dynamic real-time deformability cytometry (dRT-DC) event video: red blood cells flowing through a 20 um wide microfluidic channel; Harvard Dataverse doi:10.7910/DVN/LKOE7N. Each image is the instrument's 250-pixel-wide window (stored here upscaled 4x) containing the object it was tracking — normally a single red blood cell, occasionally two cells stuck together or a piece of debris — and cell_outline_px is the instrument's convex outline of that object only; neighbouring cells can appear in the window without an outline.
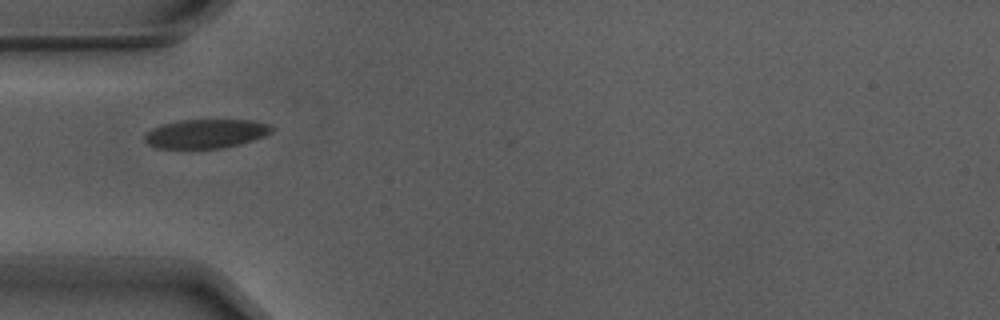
{"species": "Egyptian fruit bat (a non-hibernating species)", "species_latin": "Rousettus aegyptiacus", "temperature_condition": "warm", "stored_images_in_passage": 34, "camera_frame_rate_fps": 3000, "um_per_image_px": 0.085, "animal": {"sex": "male"}, "frame": {"image": 1, "passage_image": 1, "time_ms": 0.0, "image_size_px": [1000, 320], "cell_outline_px": [[276, 128], [272, 132], [264, 136], [240, 144], [224, 148], [156, 148], [148, 144], [144, 140], [144, 136], [152, 128], [164, 124], [180, 120], [252, 120], [272, 124]], "centroid_in_image_um": [17.55, 11.36], "position_along_channel_um": 67.5, "area_um2": 21.56}}
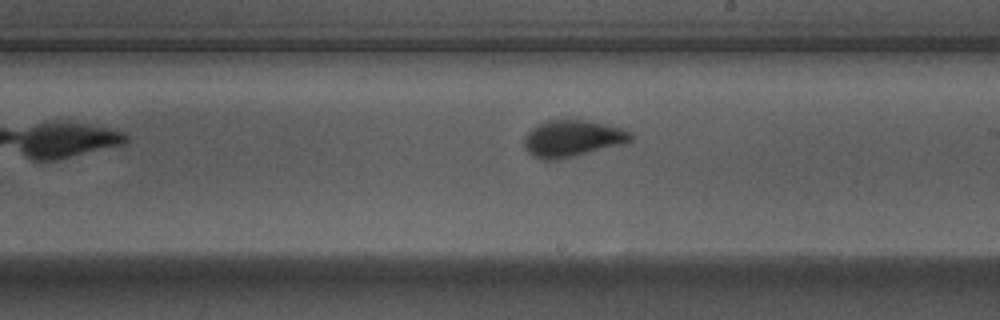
{"frame": {"image": 2, "passage_image": 15, "time_ms": 4.667, "image_size_px": [1000, 320], "cell_outline_px": [[632, 140], [624, 144], [576, 156], [556, 160], [540, 160], [532, 156], [524, 148], [524, 136], [532, 128], [544, 120], [588, 120], [620, 128], [632, 132]], "centroid_in_image_um": [48.63, 11.78], "position_along_channel_um": 240.4, "area_um2": 23.0}}
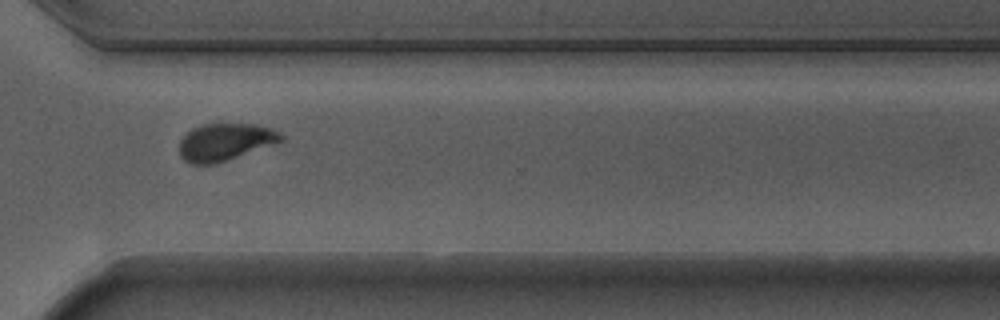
{"frame": {"image": 3, "passage_image": 24, "time_ms": 7.667, "image_size_px": [1000, 320], "cell_outline_px": [[284, 140], [212, 164], [192, 164], [184, 160], [180, 156], [180, 140], [192, 128], [204, 124], [256, 124], [280, 132], [284, 136]], "centroid_in_image_um": [19.1, 12.05], "position_along_channel_um": 351.5, "area_um2": 21.5}, "authors_computed_cell_mechanics": {"area_um2": 22.5998, "velocity_mm_per_s": 3.7018, "shape_relaxation_time_tau1_ms": 4.194, "shape_relaxation_time_tau2_ms": null, "deformation_change_tau1": 0.1413, "deformation_change_tau2": null}}